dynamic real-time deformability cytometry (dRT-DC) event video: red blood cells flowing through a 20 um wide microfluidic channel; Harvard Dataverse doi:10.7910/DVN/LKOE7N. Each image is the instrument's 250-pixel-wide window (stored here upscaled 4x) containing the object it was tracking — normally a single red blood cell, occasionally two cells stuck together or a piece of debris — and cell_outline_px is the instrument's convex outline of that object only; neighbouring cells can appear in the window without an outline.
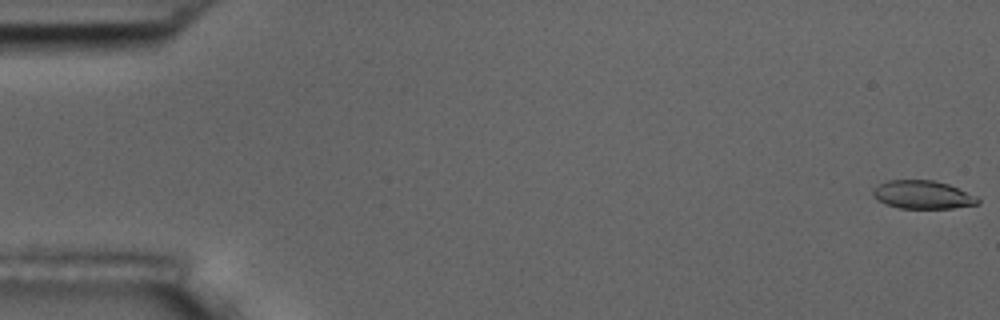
{"species": "common noctule bat (a hibernating species)", "species_latin": "Nyctalus noctula", "temperature_condition": "room temperature", "stored_images_in_passage": 57, "camera_frame_rate_fps": 3000, "um_per_image_px": 0.085, "animal": {"sex": "male", "body_mass_g": 17.5, "forearm_length_mm": 52.3}, "frame": {"image": 1, "passage_image": 1, "time_ms": 0.0, "image_size_px": [1000, 320], "cell_outline_px": [[980, 204], [952, 208], [900, 208], [884, 204], [876, 200], [872, 192], [872, 188], [888, 180], [932, 180], [948, 184], [976, 196], [980, 200]], "centroid_in_image_um": [78.4, 16.56], "position_along_channel_um": 6.6, "area_um2": 17.28}}
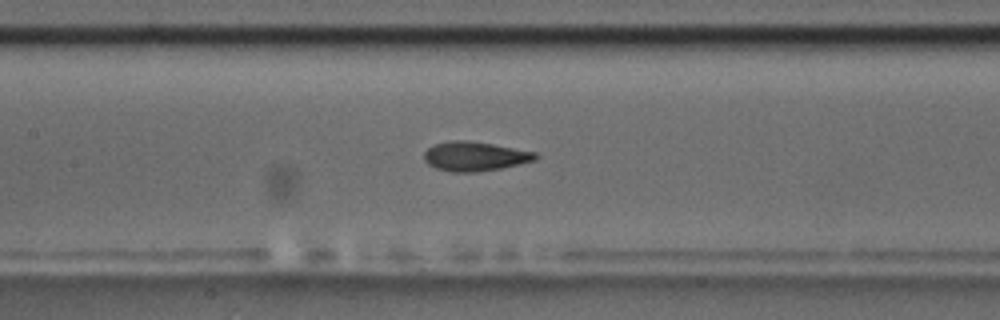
{"frame": {"image": 2, "passage_image": 27, "time_ms": 8.667, "image_size_px": [1000, 320], "cell_outline_px": [[540, 156], [536, 160], [500, 168], [476, 172], [452, 172], [436, 168], [428, 164], [424, 160], [424, 152], [428, 148], [436, 144], [452, 140], [468, 140], [492, 144], [536, 152]], "centroid_in_image_um": [40.36, 13.28], "position_along_channel_um": 167.0, "area_um2": 18.96}}
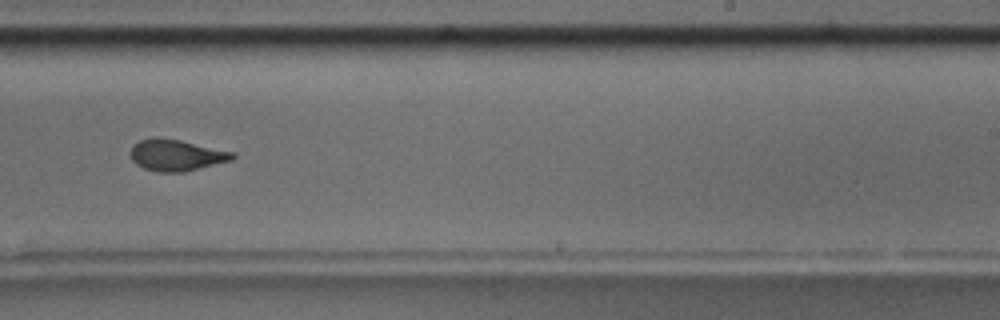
{"frame": {"image": 3, "passage_image": 36, "time_ms": 11.667, "image_size_px": [1000, 320], "cell_outline_px": [[236, 156], [232, 160], [184, 172], [160, 172], [144, 168], [136, 164], [132, 160], [132, 144], [140, 140], [156, 136], [180, 140], [236, 152]], "centroid_in_image_um": [15.01, 13.17], "position_along_channel_um": 274.0, "area_um2": 18.73}, "authors_computed_cell_mechanics": {"area_um2": 18.6116, "velocity_mm_per_s": 3.5844, "shape_relaxation_time_tau1_ms": 3.548, "shape_relaxation_time_tau2_ms": 1.4267, "deformation_change_tau1": 0.1475, "deformation_change_tau2": 0.0798}}